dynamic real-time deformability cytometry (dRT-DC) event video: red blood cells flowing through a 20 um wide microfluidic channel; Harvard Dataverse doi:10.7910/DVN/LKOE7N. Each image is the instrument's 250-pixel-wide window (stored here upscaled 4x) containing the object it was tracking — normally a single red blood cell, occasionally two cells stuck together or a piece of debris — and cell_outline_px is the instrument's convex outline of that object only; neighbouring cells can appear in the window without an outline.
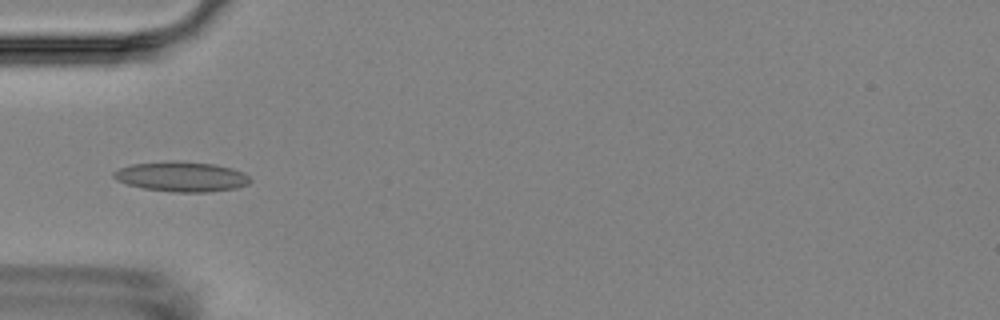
{"species": "Egyptian fruit bat (a non-hibernating species)", "species_latin": "Rousettus aegyptiacus", "temperature_condition": "room temperature", "stored_images_in_passage": 9, "camera_frame_rate_fps": 3000, "um_per_image_px": 0.085, "animal": {"sex": "female"}, "frame": {"image": 1, "passage_image": 3, "time_ms": 2.333, "image_size_px": [1000, 320], "cell_outline_px": [[252, 180], [248, 184], [236, 188], [208, 192], [172, 192], [144, 188], [128, 184], [116, 180], [112, 176], [112, 172], [120, 168], [132, 164], [172, 160], [184, 160], [212, 164], [232, 168], [244, 172]], "centroid_in_image_um": [15.43, 15.0], "position_along_channel_um": 69.6, "area_um2": 24.04}}
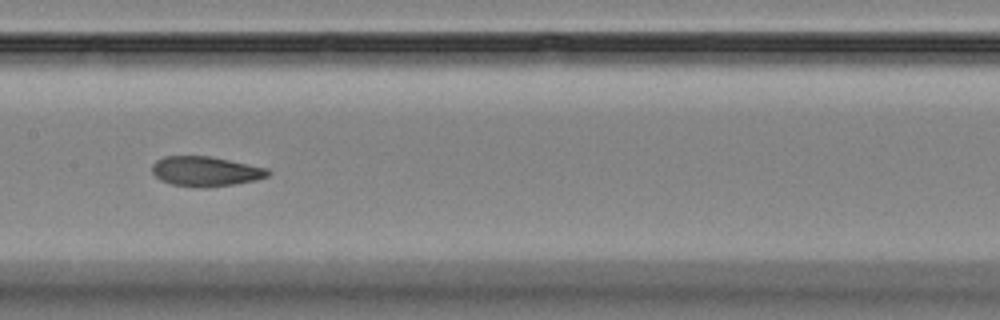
{"frame": {"image": 2, "passage_image": 6, "time_ms": 5.667, "image_size_px": [1000, 320], "cell_outline_px": [[272, 172], [268, 176], [256, 180], [236, 184], [204, 188], [200, 188], [172, 184], [160, 180], [152, 172], [152, 164], [156, 160], [164, 156], [208, 156], [268, 168]], "centroid_in_image_um": [17.48, 14.57], "position_along_channel_um": 189.9, "area_um2": 20.23}}
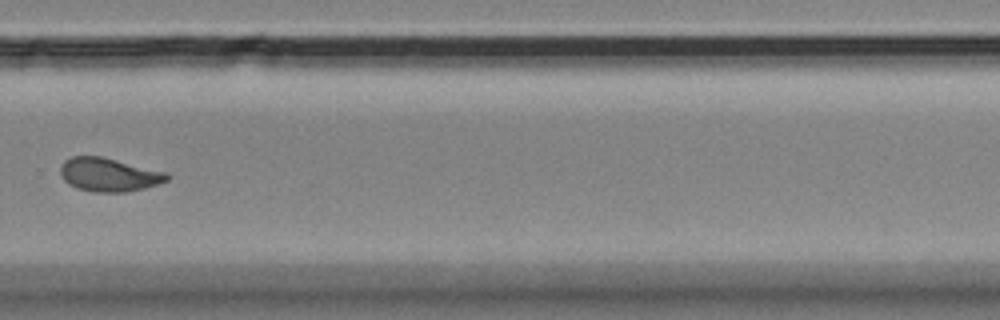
{"frame": {"image": 3, "passage_image": 9, "time_ms": 9.333, "image_size_px": [1000, 320], "cell_outline_px": [[168, 180], [144, 188], [124, 192], [92, 192], [76, 188], [68, 184], [60, 176], [60, 164], [64, 160], [72, 156], [100, 156], [164, 172], [168, 176]], "centroid_in_image_um": [9.16, 14.85], "position_along_channel_um": 320.6, "area_um2": 20.63}}